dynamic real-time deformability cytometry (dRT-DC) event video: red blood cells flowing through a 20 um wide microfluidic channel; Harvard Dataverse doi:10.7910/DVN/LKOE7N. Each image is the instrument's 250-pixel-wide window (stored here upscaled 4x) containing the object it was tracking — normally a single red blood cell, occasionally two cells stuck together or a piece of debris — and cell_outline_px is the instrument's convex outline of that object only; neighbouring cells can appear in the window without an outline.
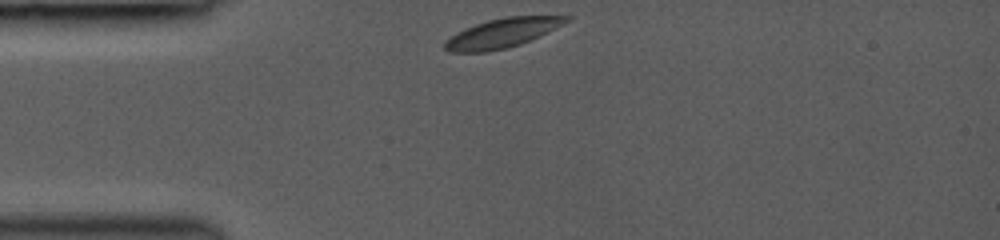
{"species": "common noctule bat (a hibernating species)", "species_latin": "Nyctalus noctula", "temperature_condition": "room temperature", "stored_images_in_passage": 16, "camera_frame_rate_fps": 3000, "um_per_image_px": 0.085, "animal": {"sex": "female", "body_mass_g": 19.0, "forearm_length_mm": 53.3}, "frame": {"image": 1, "passage_image": 1, "time_ms": 0.0, "image_size_px": [1000, 240], "cell_outline_px": [[572, 20], [548, 32], [520, 44], [508, 48], [488, 52], [448, 52], [444, 48], [444, 40], [456, 32], [464, 28], [488, 20], [504, 16], [572, 16]], "centroid_in_image_um": [42.67, 2.81], "position_along_channel_um": 42.3, "area_um2": 20.92}}
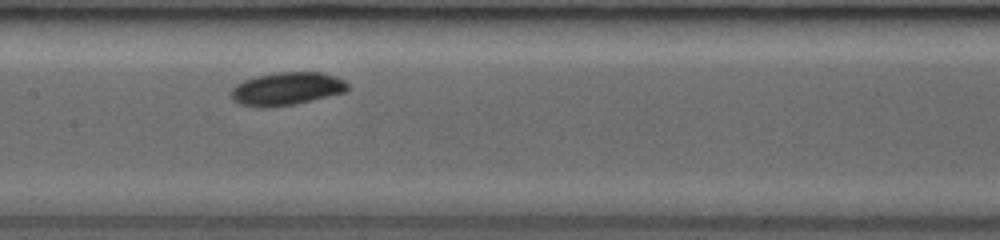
{"frame": {"image": 2, "passage_image": 10, "time_ms": 4.0, "image_size_px": [1000, 240], "cell_outline_px": [[348, 88], [344, 92], [296, 104], [260, 108], [240, 104], [232, 100], [232, 88], [236, 84], [244, 80], [256, 76], [276, 72], [320, 72], [336, 76], [344, 80], [348, 84]], "centroid_in_image_um": [24.35, 7.54], "position_along_channel_um": 183.0, "area_um2": 22.37}}
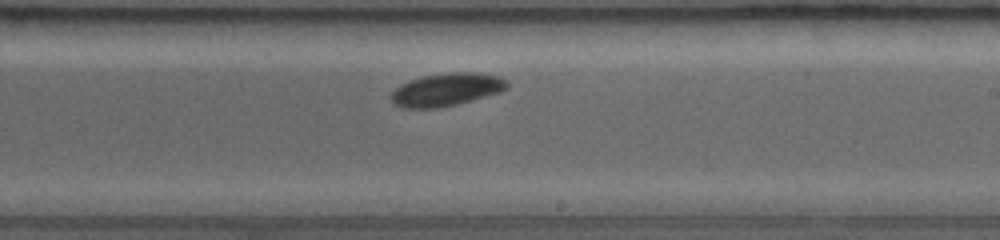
{"frame": {"image": 3, "passage_image": 14, "time_ms": 5.667, "image_size_px": [1000, 240], "cell_outline_px": [[508, 88], [500, 92], [456, 104], [436, 108], [404, 108], [392, 104], [392, 92], [400, 84], [408, 80], [424, 76], [448, 72], [476, 72], [500, 76], [508, 80]], "centroid_in_image_um": [37.96, 7.6], "position_along_channel_um": 251.0, "area_um2": 22.25}}